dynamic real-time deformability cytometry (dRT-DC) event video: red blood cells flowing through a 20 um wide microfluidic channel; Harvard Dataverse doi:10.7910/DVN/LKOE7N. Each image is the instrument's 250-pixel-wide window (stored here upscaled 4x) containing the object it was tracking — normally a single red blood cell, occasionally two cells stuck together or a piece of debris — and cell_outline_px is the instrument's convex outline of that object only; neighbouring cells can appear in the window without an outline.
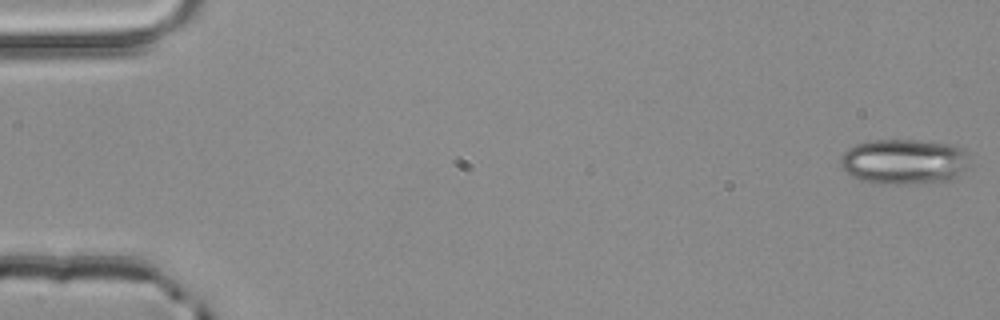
{"species": "common noctule bat (a hibernating species)", "species_latin": "Nyctalus noctula", "temperature_condition": "room temperature", "stored_images_in_passage": 4, "camera_frame_rate_fps": 3000, "um_per_image_px": 0.085, "animal": {"sex": "male", "body_mass_g": 20.4}, "frame": {"image": 1, "passage_image": 1, "time_ms": 0.0, "image_size_px": [1000, 320], "cell_outline_px": [[968, 164], [952, 180], [900, 184], [876, 184], [860, 180], [852, 176], [844, 168], [840, 160], [840, 156], [848, 148], [856, 144], [872, 140], [916, 140], [952, 144], [968, 152]], "centroid_in_image_um": [76.83, 13.73], "position_along_channel_um": 8.2, "area_um2": 33.99}}